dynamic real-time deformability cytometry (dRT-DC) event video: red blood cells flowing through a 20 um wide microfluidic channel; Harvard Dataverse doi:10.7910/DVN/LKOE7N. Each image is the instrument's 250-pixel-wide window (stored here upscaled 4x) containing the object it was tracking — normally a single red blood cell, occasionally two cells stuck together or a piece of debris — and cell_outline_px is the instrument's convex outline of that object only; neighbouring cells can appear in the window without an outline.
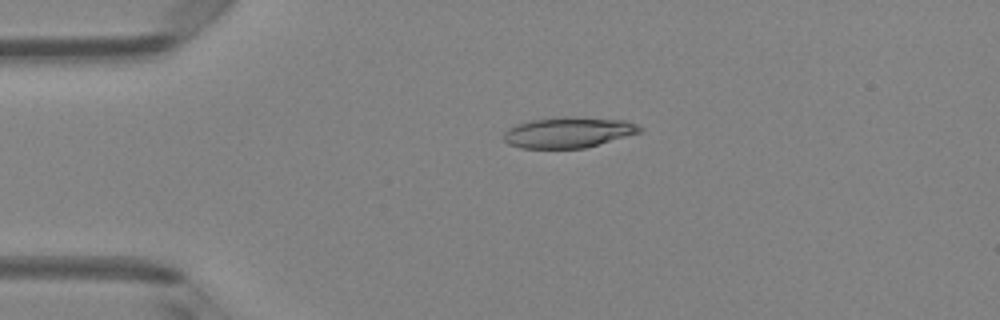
{"species": "Egyptian fruit bat (a non-hibernating species)", "species_latin": "Rousettus aegyptiacus", "temperature_condition": "room temperature", "stored_images_in_passage": 4, "camera_frame_rate_fps": 3000, "um_per_image_px": 0.085, "animal": {"sex": "female"}, "frame": {"image": 1, "passage_image": 3, "time_ms": 3.0, "image_size_px": [1000, 320], "cell_outline_px": [[644, 128], [640, 132], [584, 148], [520, 148], [508, 144], [504, 140], [504, 132], [508, 128], [516, 124], [532, 120], [564, 116], [576, 116], [624, 120], [636, 124]], "centroid_in_image_um": [48.29, 11.24], "position_along_channel_um": 36.7, "area_um2": 24.33}}